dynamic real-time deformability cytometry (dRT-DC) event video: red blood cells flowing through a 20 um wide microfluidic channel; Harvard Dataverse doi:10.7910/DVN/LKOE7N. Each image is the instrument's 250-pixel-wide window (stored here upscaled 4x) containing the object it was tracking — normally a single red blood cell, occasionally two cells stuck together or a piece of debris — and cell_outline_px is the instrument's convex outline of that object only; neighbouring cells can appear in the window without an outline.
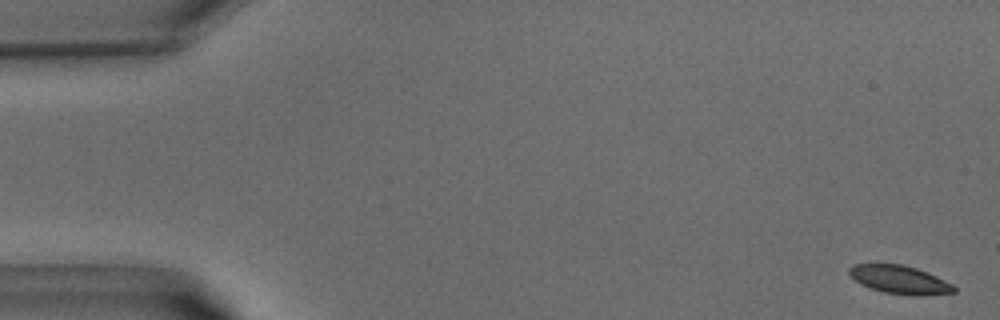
{"species": "common noctule bat (a hibernating species)", "species_latin": "Nyctalus noctula", "temperature_condition": "warm", "stored_images_in_passage": 40, "camera_frame_rate_fps": 3000, "um_per_image_px": 0.085, "animal": {"sex": "male", "body_mass_g": 15.6}, "frame": {"image": 1, "passage_image": 1, "time_ms": 0.0, "image_size_px": [1000, 320], "cell_outline_px": [[956, 292], [916, 296], [912, 296], [884, 292], [868, 288], [860, 284], [848, 272], [848, 268], [852, 264], [876, 260], [904, 264], [916, 268], [936, 276], [952, 284], [956, 288]], "centroid_in_image_um": [76.38, 23.71], "position_along_channel_um": 8.6, "area_um2": 18.03}}
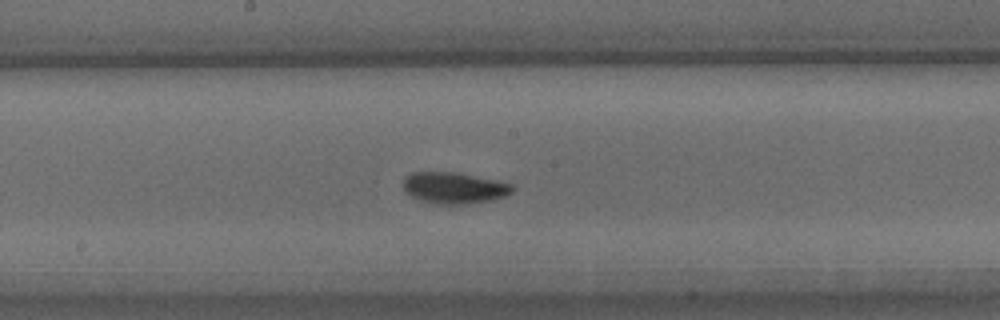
{"frame": {"image": 2, "passage_image": 21, "time_ms": 6.667, "image_size_px": [1000, 320], "cell_outline_px": [[512, 192], [504, 196], [488, 200], [464, 204], [432, 204], [420, 200], [412, 196], [404, 188], [404, 176], [412, 172], [452, 172], [496, 180], [512, 184]], "centroid_in_image_um": [38.56, 15.97], "position_along_channel_um": 209.6, "area_um2": 19.59}}
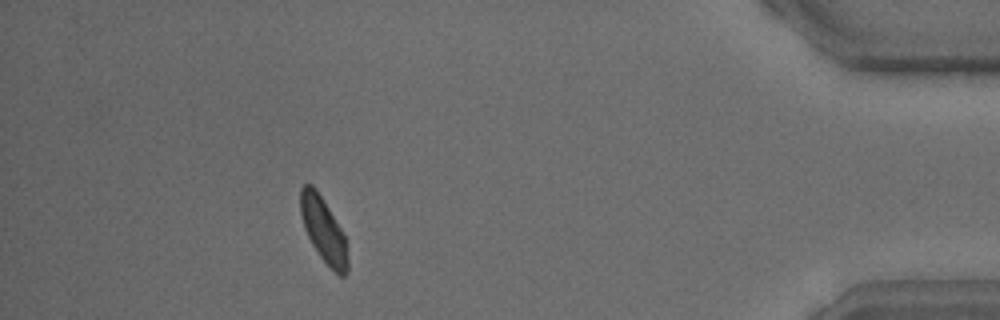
{"frame": {"image": 3, "passage_image": 36, "time_ms": 11.667, "image_size_px": [1000, 320], "cell_outline_px": [[348, 272], [344, 276], [340, 276], [320, 256], [312, 244], [304, 228], [300, 212], [300, 188], [304, 184], [312, 184], [316, 188], [340, 228], [344, 236], [348, 260]], "centroid_in_image_um": [27.47, 19.52], "position_along_channel_um": 407.7, "area_um2": 17.46}}